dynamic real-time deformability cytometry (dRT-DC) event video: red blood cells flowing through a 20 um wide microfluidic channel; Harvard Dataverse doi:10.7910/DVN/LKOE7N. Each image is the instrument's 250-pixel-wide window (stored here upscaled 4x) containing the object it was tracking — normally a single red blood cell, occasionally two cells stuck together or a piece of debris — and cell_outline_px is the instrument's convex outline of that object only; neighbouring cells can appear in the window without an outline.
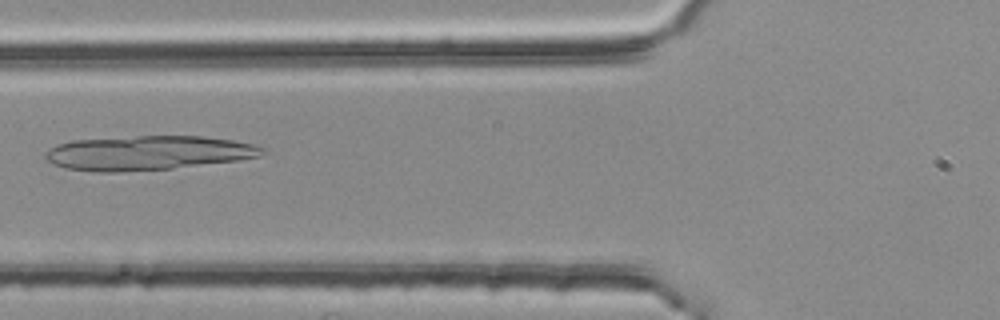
{"species": "common noctule bat (a hibernating species)", "species_latin": "Nyctalus noctula", "temperature_condition": "room temperature", "stored_images_in_passage": 40, "camera_frame_rate_fps": 3000, "um_per_image_px": 0.085, "animal": {"sex": "female", "body_mass_g": 25.1}, "frame": {"image": 1, "passage_image": 9, "time_ms": 2.667, "image_size_px": [1000, 320], "cell_outline_px": [[268, 148], [260, 156], [240, 160], [172, 168], [112, 172], [96, 172], [64, 168], [52, 164], [44, 156], [44, 152], [56, 144], [72, 140], [136, 136], [204, 136], [232, 140], [252, 144]], "centroid_in_image_um": [12.56, 12.99], "position_along_channel_um": 113.2, "area_um2": 43.52}}
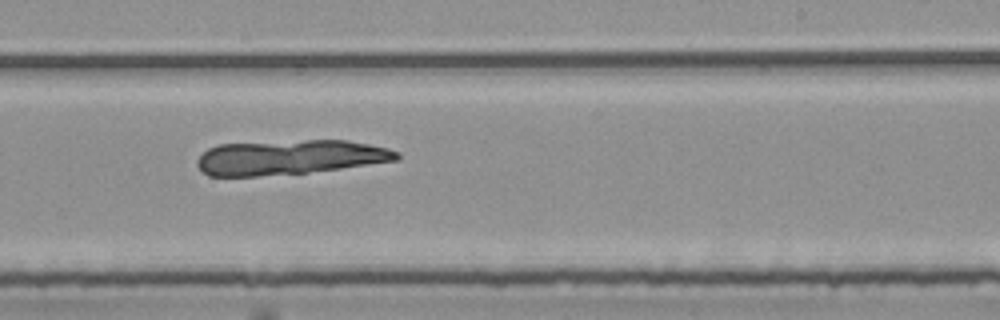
{"frame": {"image": 2, "passage_image": 21, "time_ms": 6.667, "image_size_px": [1000, 320], "cell_outline_px": [[400, 156], [396, 160], [340, 168], [308, 172], [256, 176], [208, 176], [196, 164], [196, 160], [208, 148], [220, 144], [304, 140], [348, 140], [388, 148], [396, 152]], "centroid_in_image_um": [24.58, 13.36], "position_along_channel_um": 264.4, "area_um2": 39.94}}
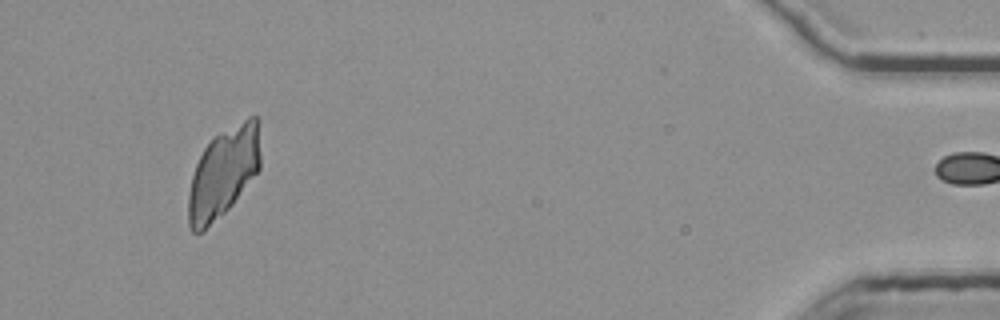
{"frame": {"image": 3, "passage_image": 39, "time_ms": 12.667, "image_size_px": [1000, 320], "cell_outline_px": [[260, 168], [232, 204], [204, 232], [192, 232], [188, 224], [188, 196], [192, 176], [196, 164], [204, 148], [220, 132], [248, 116], [256, 116], [260, 156]], "centroid_in_image_um": [18.96, 14.7], "position_along_channel_um": 416.2, "area_um2": 37.22}}